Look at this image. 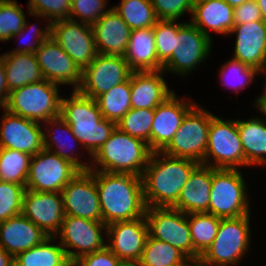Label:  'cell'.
<instances>
[{
    "label": "cell",
    "instance_id": "6da1fadb",
    "mask_svg": "<svg viewBox=\"0 0 266 266\" xmlns=\"http://www.w3.org/2000/svg\"><path fill=\"white\" fill-rule=\"evenodd\" d=\"M95 178L102 222L132 221L145 216L142 176L89 170Z\"/></svg>",
    "mask_w": 266,
    "mask_h": 266
},
{
    "label": "cell",
    "instance_id": "7a4b0ae2",
    "mask_svg": "<svg viewBox=\"0 0 266 266\" xmlns=\"http://www.w3.org/2000/svg\"><path fill=\"white\" fill-rule=\"evenodd\" d=\"M197 165L193 160L168 156L162 151L152 152L142 175L146 206L172 207Z\"/></svg>",
    "mask_w": 266,
    "mask_h": 266
},
{
    "label": "cell",
    "instance_id": "3957f363",
    "mask_svg": "<svg viewBox=\"0 0 266 266\" xmlns=\"http://www.w3.org/2000/svg\"><path fill=\"white\" fill-rule=\"evenodd\" d=\"M60 117L92 157L116 127L115 122L103 118L95 99L77 90H73L70 99H61Z\"/></svg>",
    "mask_w": 266,
    "mask_h": 266
},
{
    "label": "cell",
    "instance_id": "277c9868",
    "mask_svg": "<svg viewBox=\"0 0 266 266\" xmlns=\"http://www.w3.org/2000/svg\"><path fill=\"white\" fill-rule=\"evenodd\" d=\"M151 153L147 143L115 127L109 139L92 157L95 168L91 165L89 170L142 176Z\"/></svg>",
    "mask_w": 266,
    "mask_h": 266
},
{
    "label": "cell",
    "instance_id": "5b68a950",
    "mask_svg": "<svg viewBox=\"0 0 266 266\" xmlns=\"http://www.w3.org/2000/svg\"><path fill=\"white\" fill-rule=\"evenodd\" d=\"M249 217L250 214L222 218L217 235L212 245L200 256L198 266L237 265L249 248Z\"/></svg>",
    "mask_w": 266,
    "mask_h": 266
},
{
    "label": "cell",
    "instance_id": "8992f818",
    "mask_svg": "<svg viewBox=\"0 0 266 266\" xmlns=\"http://www.w3.org/2000/svg\"><path fill=\"white\" fill-rule=\"evenodd\" d=\"M61 97L58 84L44 79L11 91L4 109L29 120L46 122L60 116Z\"/></svg>",
    "mask_w": 266,
    "mask_h": 266
},
{
    "label": "cell",
    "instance_id": "52a82bcc",
    "mask_svg": "<svg viewBox=\"0 0 266 266\" xmlns=\"http://www.w3.org/2000/svg\"><path fill=\"white\" fill-rule=\"evenodd\" d=\"M238 169L212 167L208 213L219 218H235L250 214L247 186Z\"/></svg>",
    "mask_w": 266,
    "mask_h": 266
},
{
    "label": "cell",
    "instance_id": "ba28073f",
    "mask_svg": "<svg viewBox=\"0 0 266 266\" xmlns=\"http://www.w3.org/2000/svg\"><path fill=\"white\" fill-rule=\"evenodd\" d=\"M214 116L195 103V106L184 117L172 140L162 150L163 154L202 164L207 149L208 130Z\"/></svg>",
    "mask_w": 266,
    "mask_h": 266
},
{
    "label": "cell",
    "instance_id": "9c48e42d",
    "mask_svg": "<svg viewBox=\"0 0 266 266\" xmlns=\"http://www.w3.org/2000/svg\"><path fill=\"white\" fill-rule=\"evenodd\" d=\"M211 157L215 163L208 160ZM202 164L223 169L249 166L245 161L237 120H223L217 116L211 119L207 149Z\"/></svg>",
    "mask_w": 266,
    "mask_h": 266
},
{
    "label": "cell",
    "instance_id": "30bf717a",
    "mask_svg": "<svg viewBox=\"0 0 266 266\" xmlns=\"http://www.w3.org/2000/svg\"><path fill=\"white\" fill-rule=\"evenodd\" d=\"M145 217L152 238L169 243L198 262L200 256L193 248L187 214L173 207H147Z\"/></svg>",
    "mask_w": 266,
    "mask_h": 266
},
{
    "label": "cell",
    "instance_id": "8fae6325",
    "mask_svg": "<svg viewBox=\"0 0 266 266\" xmlns=\"http://www.w3.org/2000/svg\"><path fill=\"white\" fill-rule=\"evenodd\" d=\"M79 172L74 164L44 148L31 157L25 189L61 193Z\"/></svg>",
    "mask_w": 266,
    "mask_h": 266
},
{
    "label": "cell",
    "instance_id": "7c38bea8",
    "mask_svg": "<svg viewBox=\"0 0 266 266\" xmlns=\"http://www.w3.org/2000/svg\"><path fill=\"white\" fill-rule=\"evenodd\" d=\"M211 38L202 33L191 21L179 23L171 58L163 65V71L184 76L210 54Z\"/></svg>",
    "mask_w": 266,
    "mask_h": 266
},
{
    "label": "cell",
    "instance_id": "4fadbf2b",
    "mask_svg": "<svg viewBox=\"0 0 266 266\" xmlns=\"http://www.w3.org/2000/svg\"><path fill=\"white\" fill-rule=\"evenodd\" d=\"M132 72L123 56L98 53L93 62L82 71V81L77 91L96 99L115 85L127 81Z\"/></svg>",
    "mask_w": 266,
    "mask_h": 266
},
{
    "label": "cell",
    "instance_id": "5bb4252c",
    "mask_svg": "<svg viewBox=\"0 0 266 266\" xmlns=\"http://www.w3.org/2000/svg\"><path fill=\"white\" fill-rule=\"evenodd\" d=\"M107 226L102 221H92L77 216L65 215L59 235V243L65 249L69 260L103 249L106 246L102 236ZM75 248L76 251L68 250Z\"/></svg>",
    "mask_w": 266,
    "mask_h": 266
},
{
    "label": "cell",
    "instance_id": "9a60e30c",
    "mask_svg": "<svg viewBox=\"0 0 266 266\" xmlns=\"http://www.w3.org/2000/svg\"><path fill=\"white\" fill-rule=\"evenodd\" d=\"M50 24V37L83 71L98 54L92 26L70 19L58 20Z\"/></svg>",
    "mask_w": 266,
    "mask_h": 266
},
{
    "label": "cell",
    "instance_id": "2e32d148",
    "mask_svg": "<svg viewBox=\"0 0 266 266\" xmlns=\"http://www.w3.org/2000/svg\"><path fill=\"white\" fill-rule=\"evenodd\" d=\"M61 195L65 215L102 221L95 178L89 170L80 171L61 190Z\"/></svg>",
    "mask_w": 266,
    "mask_h": 266
},
{
    "label": "cell",
    "instance_id": "e0dca14e",
    "mask_svg": "<svg viewBox=\"0 0 266 266\" xmlns=\"http://www.w3.org/2000/svg\"><path fill=\"white\" fill-rule=\"evenodd\" d=\"M22 214L49 237H56L65 216L61 193L25 189Z\"/></svg>",
    "mask_w": 266,
    "mask_h": 266
},
{
    "label": "cell",
    "instance_id": "ac0fdd59",
    "mask_svg": "<svg viewBox=\"0 0 266 266\" xmlns=\"http://www.w3.org/2000/svg\"><path fill=\"white\" fill-rule=\"evenodd\" d=\"M45 80L74 85L77 90L82 81V70L51 37L42 42L34 53Z\"/></svg>",
    "mask_w": 266,
    "mask_h": 266
},
{
    "label": "cell",
    "instance_id": "d6986e66",
    "mask_svg": "<svg viewBox=\"0 0 266 266\" xmlns=\"http://www.w3.org/2000/svg\"><path fill=\"white\" fill-rule=\"evenodd\" d=\"M0 128V148L18 150L31 156L44 149V132L40 123L12 114L6 109Z\"/></svg>",
    "mask_w": 266,
    "mask_h": 266
},
{
    "label": "cell",
    "instance_id": "ffe728a7",
    "mask_svg": "<svg viewBox=\"0 0 266 266\" xmlns=\"http://www.w3.org/2000/svg\"><path fill=\"white\" fill-rule=\"evenodd\" d=\"M104 234L110 239L106 246L122 262H138L149 236L146 217L109 224Z\"/></svg>",
    "mask_w": 266,
    "mask_h": 266
},
{
    "label": "cell",
    "instance_id": "44dd1931",
    "mask_svg": "<svg viewBox=\"0 0 266 266\" xmlns=\"http://www.w3.org/2000/svg\"><path fill=\"white\" fill-rule=\"evenodd\" d=\"M237 34L233 59L266 74V22L234 25L229 35Z\"/></svg>",
    "mask_w": 266,
    "mask_h": 266
},
{
    "label": "cell",
    "instance_id": "7402d4cb",
    "mask_svg": "<svg viewBox=\"0 0 266 266\" xmlns=\"http://www.w3.org/2000/svg\"><path fill=\"white\" fill-rule=\"evenodd\" d=\"M187 101L170 95L155 108L151 127V151H162L178 131L186 114L194 107Z\"/></svg>",
    "mask_w": 266,
    "mask_h": 266
},
{
    "label": "cell",
    "instance_id": "603a6c76",
    "mask_svg": "<svg viewBox=\"0 0 266 266\" xmlns=\"http://www.w3.org/2000/svg\"><path fill=\"white\" fill-rule=\"evenodd\" d=\"M49 236L22 213L0 222V246L13 257L43 243Z\"/></svg>",
    "mask_w": 266,
    "mask_h": 266
},
{
    "label": "cell",
    "instance_id": "cb8c5ba5",
    "mask_svg": "<svg viewBox=\"0 0 266 266\" xmlns=\"http://www.w3.org/2000/svg\"><path fill=\"white\" fill-rule=\"evenodd\" d=\"M92 30L99 54L112 56L125 54L132 30L112 7L92 25Z\"/></svg>",
    "mask_w": 266,
    "mask_h": 266
},
{
    "label": "cell",
    "instance_id": "d4e9b609",
    "mask_svg": "<svg viewBox=\"0 0 266 266\" xmlns=\"http://www.w3.org/2000/svg\"><path fill=\"white\" fill-rule=\"evenodd\" d=\"M163 70L132 72L130 76L131 108L155 109L174 91L162 77Z\"/></svg>",
    "mask_w": 266,
    "mask_h": 266
},
{
    "label": "cell",
    "instance_id": "484cf974",
    "mask_svg": "<svg viewBox=\"0 0 266 266\" xmlns=\"http://www.w3.org/2000/svg\"><path fill=\"white\" fill-rule=\"evenodd\" d=\"M212 182V167L198 164L181 190L178 201L172 206L185 214L208 213Z\"/></svg>",
    "mask_w": 266,
    "mask_h": 266
},
{
    "label": "cell",
    "instance_id": "4316f807",
    "mask_svg": "<svg viewBox=\"0 0 266 266\" xmlns=\"http://www.w3.org/2000/svg\"><path fill=\"white\" fill-rule=\"evenodd\" d=\"M123 57L133 72L163 70L156 52L153 27L132 30Z\"/></svg>",
    "mask_w": 266,
    "mask_h": 266
},
{
    "label": "cell",
    "instance_id": "83f0119b",
    "mask_svg": "<svg viewBox=\"0 0 266 266\" xmlns=\"http://www.w3.org/2000/svg\"><path fill=\"white\" fill-rule=\"evenodd\" d=\"M191 22L210 38L208 28L216 33L229 35L234 27V8L224 0L194 2Z\"/></svg>",
    "mask_w": 266,
    "mask_h": 266
},
{
    "label": "cell",
    "instance_id": "f1b7e54d",
    "mask_svg": "<svg viewBox=\"0 0 266 266\" xmlns=\"http://www.w3.org/2000/svg\"><path fill=\"white\" fill-rule=\"evenodd\" d=\"M3 60L9 92L44 80L34 53H6Z\"/></svg>",
    "mask_w": 266,
    "mask_h": 266
},
{
    "label": "cell",
    "instance_id": "f546056e",
    "mask_svg": "<svg viewBox=\"0 0 266 266\" xmlns=\"http://www.w3.org/2000/svg\"><path fill=\"white\" fill-rule=\"evenodd\" d=\"M238 132L248 165L266 164V123L262 118L237 120Z\"/></svg>",
    "mask_w": 266,
    "mask_h": 266
},
{
    "label": "cell",
    "instance_id": "4dcf8cb0",
    "mask_svg": "<svg viewBox=\"0 0 266 266\" xmlns=\"http://www.w3.org/2000/svg\"><path fill=\"white\" fill-rule=\"evenodd\" d=\"M56 237H48L40 245L18 253L14 257V266H64L68 261L65 249L52 245Z\"/></svg>",
    "mask_w": 266,
    "mask_h": 266
},
{
    "label": "cell",
    "instance_id": "1f68e13d",
    "mask_svg": "<svg viewBox=\"0 0 266 266\" xmlns=\"http://www.w3.org/2000/svg\"><path fill=\"white\" fill-rule=\"evenodd\" d=\"M95 100L103 118L118 123L131 109L130 78L121 84L115 85Z\"/></svg>",
    "mask_w": 266,
    "mask_h": 266
},
{
    "label": "cell",
    "instance_id": "d6a6232c",
    "mask_svg": "<svg viewBox=\"0 0 266 266\" xmlns=\"http://www.w3.org/2000/svg\"><path fill=\"white\" fill-rule=\"evenodd\" d=\"M187 217L194 251L201 256L212 245L221 218L206 212L189 213Z\"/></svg>",
    "mask_w": 266,
    "mask_h": 266
},
{
    "label": "cell",
    "instance_id": "836d02e7",
    "mask_svg": "<svg viewBox=\"0 0 266 266\" xmlns=\"http://www.w3.org/2000/svg\"><path fill=\"white\" fill-rule=\"evenodd\" d=\"M31 155L18 150L0 148V181L25 187Z\"/></svg>",
    "mask_w": 266,
    "mask_h": 266
},
{
    "label": "cell",
    "instance_id": "e575fe53",
    "mask_svg": "<svg viewBox=\"0 0 266 266\" xmlns=\"http://www.w3.org/2000/svg\"><path fill=\"white\" fill-rule=\"evenodd\" d=\"M187 258L179 249L149 235L138 263L140 266H171Z\"/></svg>",
    "mask_w": 266,
    "mask_h": 266
},
{
    "label": "cell",
    "instance_id": "d590c367",
    "mask_svg": "<svg viewBox=\"0 0 266 266\" xmlns=\"http://www.w3.org/2000/svg\"><path fill=\"white\" fill-rule=\"evenodd\" d=\"M113 10L127 23L131 30L153 27L158 18L151 0H122Z\"/></svg>",
    "mask_w": 266,
    "mask_h": 266
},
{
    "label": "cell",
    "instance_id": "8d00e7d4",
    "mask_svg": "<svg viewBox=\"0 0 266 266\" xmlns=\"http://www.w3.org/2000/svg\"><path fill=\"white\" fill-rule=\"evenodd\" d=\"M154 113L155 109L131 108L119 122L116 123V127L132 137L141 139L148 144L151 150V127Z\"/></svg>",
    "mask_w": 266,
    "mask_h": 266
},
{
    "label": "cell",
    "instance_id": "74e56055",
    "mask_svg": "<svg viewBox=\"0 0 266 266\" xmlns=\"http://www.w3.org/2000/svg\"><path fill=\"white\" fill-rule=\"evenodd\" d=\"M44 123H47V124L52 125V126L55 125V127L57 129H58V127H59V129L61 128V131L63 133L65 132V133L69 134L72 137L73 140L79 142V140L72 133L71 127L60 116L57 117V118L49 119V120H47ZM46 131H47V133H49L48 135L47 134L46 135L44 134V148L46 150L51 151V149H52L53 150L52 151L53 153H55L56 155H58L59 157H61L63 159L68 160L69 162H71L72 164H74L80 171H86V170H89L90 169V167H91L90 164L85 165V163H82L80 161V158L78 159V157H74L75 154L73 155L72 153H70V152L67 153L65 151L67 148H70L68 146L69 143H67L69 140L68 141H65V138H64L63 139L64 141H63L60 138V137L64 136L65 134L63 135L62 133L60 134V132H57L58 135L60 134V136L58 137L57 134L56 135H53V131L54 130H52V128H51V131H49L48 128L46 129ZM65 137H66V135H65ZM49 139H51V143H50ZM54 144H56V145H54ZM53 146H55L57 149L54 150L52 148ZM71 148H72V146H71ZM71 148H70V150L72 151L73 148L72 149Z\"/></svg>",
    "mask_w": 266,
    "mask_h": 266
},
{
    "label": "cell",
    "instance_id": "f35d334b",
    "mask_svg": "<svg viewBox=\"0 0 266 266\" xmlns=\"http://www.w3.org/2000/svg\"><path fill=\"white\" fill-rule=\"evenodd\" d=\"M26 17L15 0H0V41H9L24 27Z\"/></svg>",
    "mask_w": 266,
    "mask_h": 266
},
{
    "label": "cell",
    "instance_id": "ab89813d",
    "mask_svg": "<svg viewBox=\"0 0 266 266\" xmlns=\"http://www.w3.org/2000/svg\"><path fill=\"white\" fill-rule=\"evenodd\" d=\"M176 20L158 19L153 26L156 52L159 62L164 65L172 56L175 38L179 30Z\"/></svg>",
    "mask_w": 266,
    "mask_h": 266
},
{
    "label": "cell",
    "instance_id": "60d3db41",
    "mask_svg": "<svg viewBox=\"0 0 266 266\" xmlns=\"http://www.w3.org/2000/svg\"><path fill=\"white\" fill-rule=\"evenodd\" d=\"M25 187L0 181V222L22 213Z\"/></svg>",
    "mask_w": 266,
    "mask_h": 266
},
{
    "label": "cell",
    "instance_id": "b9f144b4",
    "mask_svg": "<svg viewBox=\"0 0 266 266\" xmlns=\"http://www.w3.org/2000/svg\"><path fill=\"white\" fill-rule=\"evenodd\" d=\"M28 7L30 15L48 17V23H53L69 19L71 2L69 0H29Z\"/></svg>",
    "mask_w": 266,
    "mask_h": 266
},
{
    "label": "cell",
    "instance_id": "7bdbcfd3",
    "mask_svg": "<svg viewBox=\"0 0 266 266\" xmlns=\"http://www.w3.org/2000/svg\"><path fill=\"white\" fill-rule=\"evenodd\" d=\"M106 6L107 0H75L71 3L69 19L75 21L79 17L80 23L92 26L111 9L107 10Z\"/></svg>",
    "mask_w": 266,
    "mask_h": 266
},
{
    "label": "cell",
    "instance_id": "ee69618b",
    "mask_svg": "<svg viewBox=\"0 0 266 266\" xmlns=\"http://www.w3.org/2000/svg\"><path fill=\"white\" fill-rule=\"evenodd\" d=\"M228 72L232 73V75H234V77L237 78V80L235 81L236 84H234V85L230 84L232 89H234V87H235V92H237V93H238V91L240 92L239 89L244 88L246 85L250 84L254 80L255 76L258 73H260L259 70L255 69L253 67H249V66L245 65L244 63H242L241 61H238V60L231 58V60L227 61L225 63V65L222 66V69L220 72L221 73L220 75H221V77H223L222 79L224 80L223 85L225 84V86L227 83H230V81L228 80V76H227V74H229ZM229 76H230V74H229ZM226 80H228L229 82ZM228 85L229 84H227V86Z\"/></svg>",
    "mask_w": 266,
    "mask_h": 266
},
{
    "label": "cell",
    "instance_id": "f6af8a7d",
    "mask_svg": "<svg viewBox=\"0 0 266 266\" xmlns=\"http://www.w3.org/2000/svg\"><path fill=\"white\" fill-rule=\"evenodd\" d=\"M158 19L178 20L184 13L193 11V0H151Z\"/></svg>",
    "mask_w": 266,
    "mask_h": 266
},
{
    "label": "cell",
    "instance_id": "bcb514c9",
    "mask_svg": "<svg viewBox=\"0 0 266 266\" xmlns=\"http://www.w3.org/2000/svg\"><path fill=\"white\" fill-rule=\"evenodd\" d=\"M76 261L80 266H119L122 262L107 246Z\"/></svg>",
    "mask_w": 266,
    "mask_h": 266
},
{
    "label": "cell",
    "instance_id": "7dc6e473",
    "mask_svg": "<svg viewBox=\"0 0 266 266\" xmlns=\"http://www.w3.org/2000/svg\"><path fill=\"white\" fill-rule=\"evenodd\" d=\"M50 26H51V24L49 23L48 25H46L44 30L43 29L40 30L38 27L34 26V24L31 25L30 26L31 28L29 30H31V32L33 31V33H35V35H36V36L34 35V39L36 38L35 41L34 42L32 41L33 45L29 41V42H27L28 44L26 46L23 44L25 47L21 45L23 47V49H22V47H19V48H16L15 50H13L9 53H14V52L15 53H35L40 48L42 42L50 37V33H51ZM27 27H28L27 23L25 22V25L21 29V31L18 34H16L15 36H13L12 38H15L16 36L20 37V35L22 36L23 34L27 33L28 32Z\"/></svg>",
    "mask_w": 266,
    "mask_h": 266
},
{
    "label": "cell",
    "instance_id": "c3c4849f",
    "mask_svg": "<svg viewBox=\"0 0 266 266\" xmlns=\"http://www.w3.org/2000/svg\"><path fill=\"white\" fill-rule=\"evenodd\" d=\"M263 20L261 10L255 0H247L234 7V25Z\"/></svg>",
    "mask_w": 266,
    "mask_h": 266
},
{
    "label": "cell",
    "instance_id": "681fc988",
    "mask_svg": "<svg viewBox=\"0 0 266 266\" xmlns=\"http://www.w3.org/2000/svg\"><path fill=\"white\" fill-rule=\"evenodd\" d=\"M7 87L3 55H0V106L5 108L9 96Z\"/></svg>",
    "mask_w": 266,
    "mask_h": 266
},
{
    "label": "cell",
    "instance_id": "f907efd6",
    "mask_svg": "<svg viewBox=\"0 0 266 266\" xmlns=\"http://www.w3.org/2000/svg\"><path fill=\"white\" fill-rule=\"evenodd\" d=\"M0 266H14V257L0 246Z\"/></svg>",
    "mask_w": 266,
    "mask_h": 266
},
{
    "label": "cell",
    "instance_id": "816d5d0a",
    "mask_svg": "<svg viewBox=\"0 0 266 266\" xmlns=\"http://www.w3.org/2000/svg\"><path fill=\"white\" fill-rule=\"evenodd\" d=\"M264 90H265V93L261 95L260 97H257L256 106L266 116V85H265Z\"/></svg>",
    "mask_w": 266,
    "mask_h": 266
},
{
    "label": "cell",
    "instance_id": "f5cc1de1",
    "mask_svg": "<svg viewBox=\"0 0 266 266\" xmlns=\"http://www.w3.org/2000/svg\"><path fill=\"white\" fill-rule=\"evenodd\" d=\"M261 10L263 20L266 22V0H255Z\"/></svg>",
    "mask_w": 266,
    "mask_h": 266
},
{
    "label": "cell",
    "instance_id": "db71d44e",
    "mask_svg": "<svg viewBox=\"0 0 266 266\" xmlns=\"http://www.w3.org/2000/svg\"><path fill=\"white\" fill-rule=\"evenodd\" d=\"M192 263V264H191ZM171 266H198L197 261H194L190 258H187L184 262L178 263V264H174Z\"/></svg>",
    "mask_w": 266,
    "mask_h": 266
},
{
    "label": "cell",
    "instance_id": "11a10c76",
    "mask_svg": "<svg viewBox=\"0 0 266 266\" xmlns=\"http://www.w3.org/2000/svg\"><path fill=\"white\" fill-rule=\"evenodd\" d=\"M228 5H230L231 7H237L240 6L241 4H243L245 1L247 0H224Z\"/></svg>",
    "mask_w": 266,
    "mask_h": 266
},
{
    "label": "cell",
    "instance_id": "9f6ffc18",
    "mask_svg": "<svg viewBox=\"0 0 266 266\" xmlns=\"http://www.w3.org/2000/svg\"><path fill=\"white\" fill-rule=\"evenodd\" d=\"M119 266H140L138 262H121Z\"/></svg>",
    "mask_w": 266,
    "mask_h": 266
},
{
    "label": "cell",
    "instance_id": "6f0895ef",
    "mask_svg": "<svg viewBox=\"0 0 266 266\" xmlns=\"http://www.w3.org/2000/svg\"><path fill=\"white\" fill-rule=\"evenodd\" d=\"M64 266H80L76 260H69Z\"/></svg>",
    "mask_w": 266,
    "mask_h": 266
}]
</instances>
